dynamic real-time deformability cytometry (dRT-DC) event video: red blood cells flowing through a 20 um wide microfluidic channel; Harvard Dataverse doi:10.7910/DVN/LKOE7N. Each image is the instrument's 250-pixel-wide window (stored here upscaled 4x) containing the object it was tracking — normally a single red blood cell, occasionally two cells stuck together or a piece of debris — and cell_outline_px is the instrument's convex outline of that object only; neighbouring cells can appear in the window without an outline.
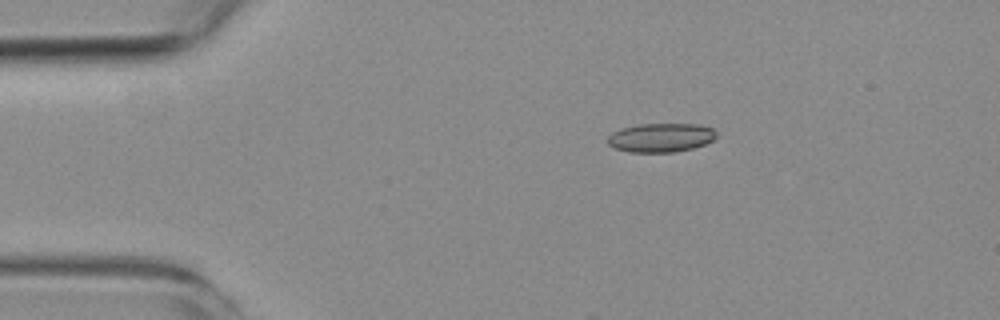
{"species": "common noctule bat (a hibernating species)", "species_latin": "Nyctalus noctula", "temperature_condition": "room temperature", "stored_images_in_passage": 5, "camera_frame_rate_fps": 3000, "um_per_image_px": 0.085, "animal": {"sex": "female", "body_mass_g": 19.3, "forearm_length_mm": 54.1}, "frame": {"image": 1, "passage_image": 1, "time_ms": 0.0, "image_size_px": [1000, 320], "cell_outline_px": [[716, 136], [712, 140], [704, 144], [692, 148], [676, 152], [628, 152], [616, 148], [608, 144], [608, 136], [612, 132], [624, 128], [640, 124], [700, 124], [712, 128], [716, 132]], "centroid_in_image_um": [56.18, 11.7], "position_along_channel_um": 28.8, "area_um2": 18.21}}
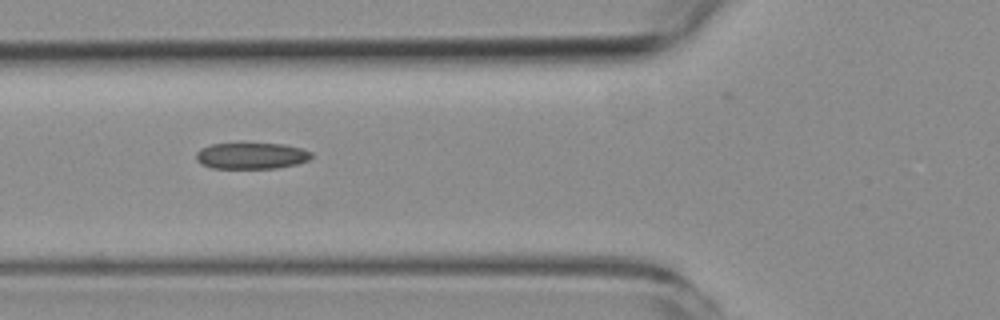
{"frame": {"image": 2, "passage_image": 4, "time_ms": 3.333, "image_size_px": [1000, 320], "cell_outline_px": [[312, 156], [308, 160], [296, 164], [276, 168], [212, 168], [200, 164], [196, 160], [196, 152], [200, 148], [212, 144], [284, 144], [300, 148], [312, 152]], "centroid_in_image_um": [21.34, 13.25], "position_along_channel_um": 104.5, "area_um2": 17.57}}
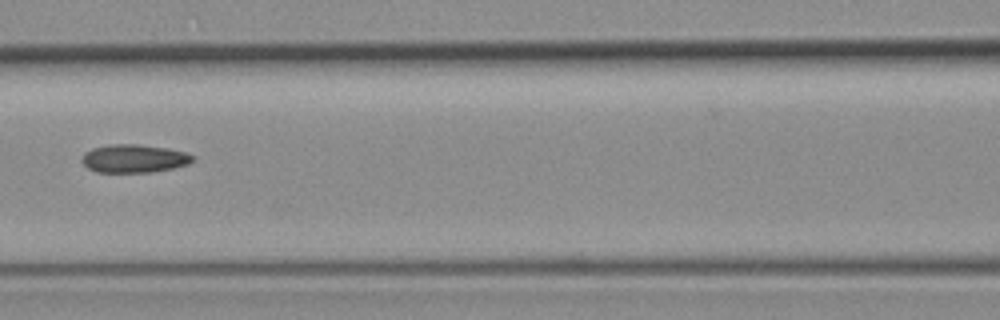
{"frame": {"image": 3, "passage_image": 5, "time_ms": 4.667, "image_size_px": [1000, 320], "cell_outline_px": [[192, 160], [188, 164], [172, 168], [152, 172], [96, 172], [88, 168], [80, 160], [84, 152], [92, 148], [112, 144], [140, 144], [168, 148], [184, 152], [192, 156]], "centroid_in_image_um": [11.34, 13.47], "position_along_channel_um": 155.3, "area_um2": 18.15}}